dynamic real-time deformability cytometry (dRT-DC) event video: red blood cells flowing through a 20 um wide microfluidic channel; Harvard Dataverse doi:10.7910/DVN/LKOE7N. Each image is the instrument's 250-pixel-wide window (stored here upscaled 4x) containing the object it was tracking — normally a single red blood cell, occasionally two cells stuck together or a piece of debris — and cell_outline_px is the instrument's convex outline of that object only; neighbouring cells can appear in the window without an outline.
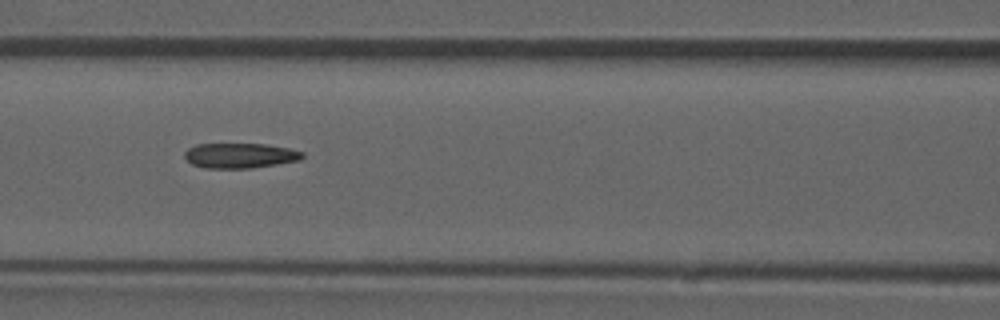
{"species": "common noctule bat (a hibernating species)", "species_latin": "Nyctalus noctula", "temperature_condition": "room temperature", "stored_images_in_passage": 53, "camera_frame_rate_fps": 3000, "um_per_image_px": 0.085, "animal": {"sex": "male", "forearm_length_mm": 52.5}, "frame": {"image": 1, "passage_image": 23, "time_ms": 7.333, "image_size_px": [1000, 320], "cell_outline_px": [[304, 156], [300, 160], [252, 168], [204, 168], [192, 164], [184, 156], [184, 152], [188, 148], [196, 144], [264, 144], [288, 148], [304, 152]], "centroid_in_image_um": [20.39, 13.22], "position_along_channel_um": 146.2, "area_um2": 17.17}, "authors_computed_cell_mechanics": {"area_um2": 17.6868, "velocity_mm_per_s": 3.9095, "shape_relaxation_time_tau1_ms": null, "shape_relaxation_time_tau2_ms": 6.0931, "deformation_change_tau1": null, "deformation_change_tau2": 0.1603}}